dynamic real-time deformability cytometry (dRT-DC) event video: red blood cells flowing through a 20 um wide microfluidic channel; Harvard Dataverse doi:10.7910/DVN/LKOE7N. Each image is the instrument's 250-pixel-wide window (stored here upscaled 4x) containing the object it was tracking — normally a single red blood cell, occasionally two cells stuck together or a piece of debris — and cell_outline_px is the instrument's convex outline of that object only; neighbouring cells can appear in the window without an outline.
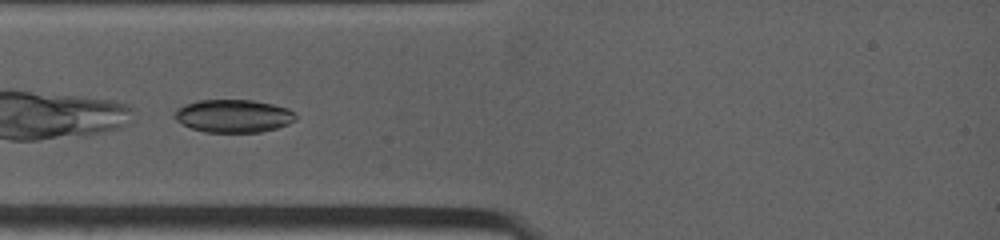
{"species": "common noctule bat (a hibernating species)", "species_latin": "Nyctalus noctula", "temperature_condition": "warm", "stored_images_in_passage": 39, "camera_frame_rate_fps": 4500, "um_per_image_px": 0.085, "animal": {"sex": "female", "body_mass_g": 19.0, "forearm_length_mm": 53.3}, "frame": {"image": 1, "passage_image": 1, "time_ms": 0.0, "image_size_px": [1000, 240], "cell_outline_px": [[300, 116], [296, 120], [288, 124], [276, 128], [260, 132], [204, 132], [192, 128], [176, 120], [172, 116], [172, 112], [176, 108], [184, 104], [200, 100], [252, 100], [272, 104], [288, 108]], "centroid_in_image_um": [19.84, 9.85], "position_along_channel_um": 65.2, "area_um2": 23.47}}
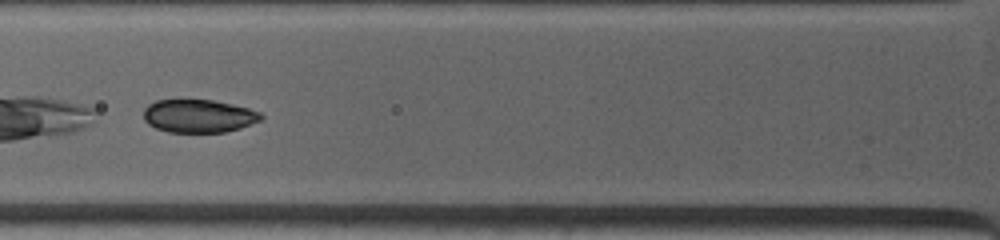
{"frame": {"image": 2, "passage_image": 5, "time_ms": 1.111, "image_size_px": [1000, 240], "cell_outline_px": [[264, 116], [260, 120], [240, 128], [224, 132], [168, 132], [156, 128], [148, 124], [144, 120], [144, 108], [148, 104], [156, 100], [212, 100], [232, 104], [248, 108], [260, 112]], "centroid_in_image_um": [16.87, 9.86], "position_along_channel_um": 108.9, "area_um2": 22.6}}
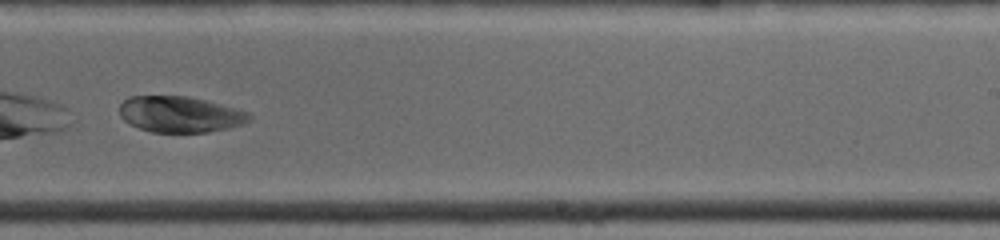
{"frame": {"image": 3, "passage_image": 32, "time_ms": 5.333, "image_size_px": [1000, 240], "cell_outline_px": [[252, 116], [244, 124], [228, 128], [208, 132], [152, 132], [140, 128], [124, 120], [120, 116], [120, 104], [128, 96], [188, 96], [220, 104], [248, 112]], "centroid_in_image_um": [15.29, 9.71], "position_along_channel_um": 273.7, "area_um2": 27.05}}